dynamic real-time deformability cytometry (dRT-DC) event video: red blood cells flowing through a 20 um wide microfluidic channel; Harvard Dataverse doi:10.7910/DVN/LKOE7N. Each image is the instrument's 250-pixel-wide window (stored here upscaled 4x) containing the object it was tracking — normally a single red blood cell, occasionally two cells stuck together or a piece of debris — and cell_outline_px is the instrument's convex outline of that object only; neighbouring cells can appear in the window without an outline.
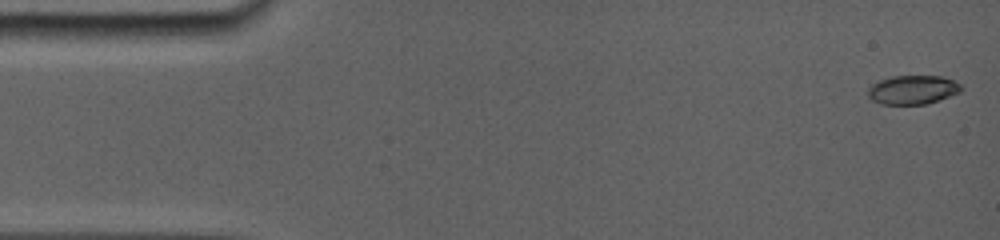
{"species": "common noctule bat (a hibernating species)", "species_latin": "Nyctalus noctula", "temperature_condition": "room temperature", "stored_images_in_passage": 46, "camera_frame_rate_fps": 5000, "um_per_image_px": 0.085, "animal": {"sex": "female", "body_mass_g": 19.0, "forearm_length_mm": 56.7}, "frame": {"image": 1, "passage_image": 1, "time_ms": 0.0, "image_size_px": [1000, 240], "cell_outline_px": [[964, 88], [960, 92], [928, 104], [880, 104], [872, 100], [868, 96], [868, 88], [872, 84], [880, 80], [892, 76], [940, 76], [952, 80], [960, 84]], "centroid_in_image_um": [77.58, 7.63], "position_along_channel_um": 7.4, "area_um2": 15.72}}
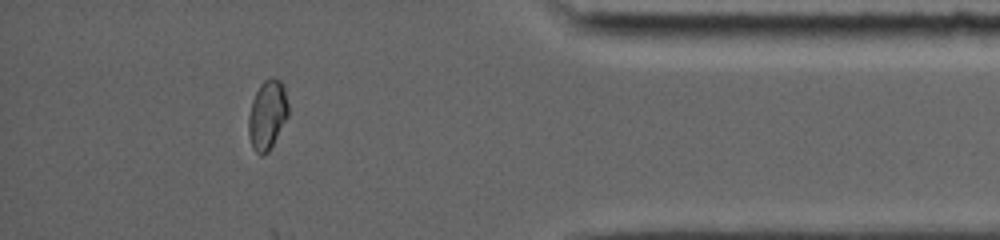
{"frame": {"image": 2, "passage_image": 39, "time_ms": 14.4, "image_size_px": [1000, 240], "cell_outline_px": [[288, 116], [268, 152], [264, 156], [260, 156], [252, 148], [248, 132], [248, 116], [252, 100], [260, 84], [264, 80], [272, 76], [280, 80], [284, 84], [288, 104]], "centroid_in_image_um": [22.72, 9.75], "position_along_channel_um": 412.5, "area_um2": 16.24}}